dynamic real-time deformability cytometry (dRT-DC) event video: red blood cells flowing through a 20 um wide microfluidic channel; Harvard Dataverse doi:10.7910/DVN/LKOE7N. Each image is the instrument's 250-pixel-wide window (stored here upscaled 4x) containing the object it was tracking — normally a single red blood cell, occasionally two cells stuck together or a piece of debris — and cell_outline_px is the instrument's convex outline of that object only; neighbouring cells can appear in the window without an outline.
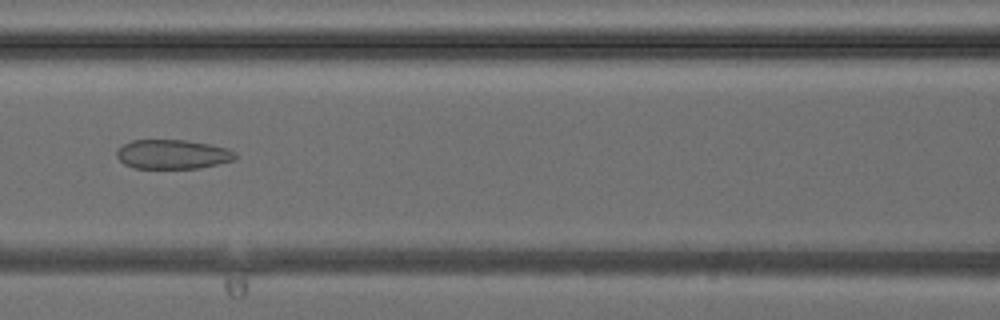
{"species": "common noctule bat (a hibernating species)", "species_latin": "Nyctalus noctula", "temperature_condition": "cold", "stored_images_in_passage": 42, "camera_frame_rate_fps": 3000, "um_per_image_px": 0.085, "animal": {"sex": "female", "body_mass_g": 24.6, "forearm_length_mm": 56.2}, "frame": {"image": 1, "passage_image": 19, "time_ms": 6.0, "image_size_px": [1000, 320], "cell_outline_px": [[236, 160], [200, 168], [132, 168], [124, 164], [116, 156], [116, 152], [124, 144], [132, 140], [184, 140], [208, 144], [228, 148], [236, 152]], "centroid_in_image_um": [14.69, 13.12], "position_along_channel_um": 151.9, "area_um2": 20.29}}
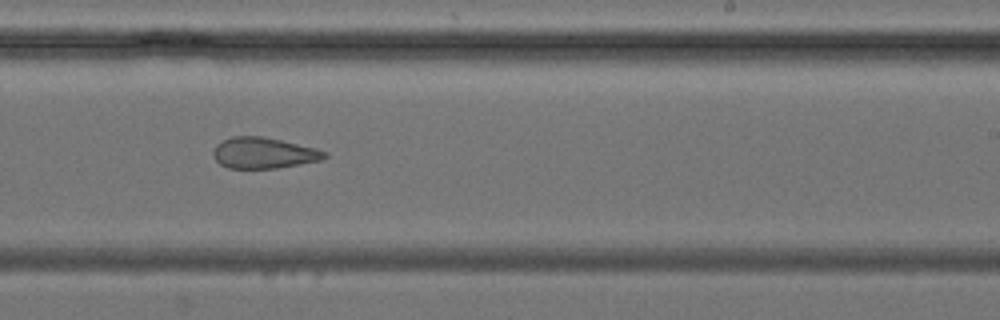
{"frame": {"image": 2, "passage_image": 26, "time_ms": 8.333, "image_size_px": [1000, 320], "cell_outline_px": [[328, 156], [320, 160], [276, 168], [228, 168], [220, 164], [212, 156], [212, 152], [216, 144], [232, 136], [260, 136], [280, 140], [316, 148], [328, 152]], "centroid_in_image_um": [22.39, 13.0], "position_along_channel_um": 266.6, "area_um2": 20.0}}
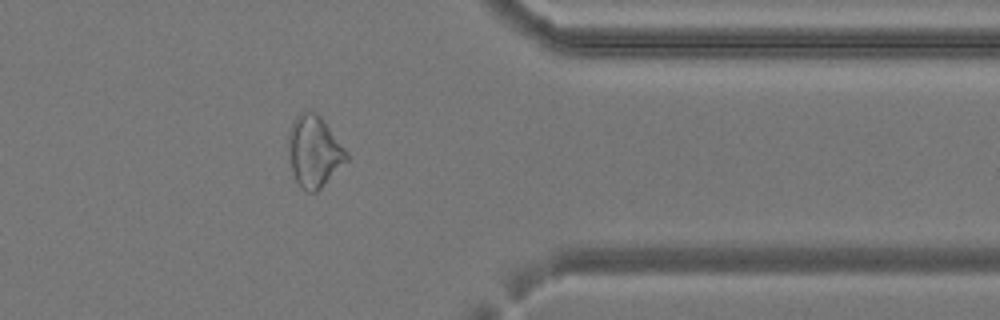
{"frame": {"image": 3, "passage_image": 34, "time_ms": 11.0, "image_size_px": [1000, 320], "cell_outline_px": [[348, 160], [316, 192], [308, 192], [300, 188], [292, 172], [288, 152], [288, 132], [292, 120], [300, 112], [316, 112], [320, 116], [348, 152]], "centroid_in_image_um": [26.68, 12.87], "position_along_channel_um": 384.7, "area_um2": 24.16}}